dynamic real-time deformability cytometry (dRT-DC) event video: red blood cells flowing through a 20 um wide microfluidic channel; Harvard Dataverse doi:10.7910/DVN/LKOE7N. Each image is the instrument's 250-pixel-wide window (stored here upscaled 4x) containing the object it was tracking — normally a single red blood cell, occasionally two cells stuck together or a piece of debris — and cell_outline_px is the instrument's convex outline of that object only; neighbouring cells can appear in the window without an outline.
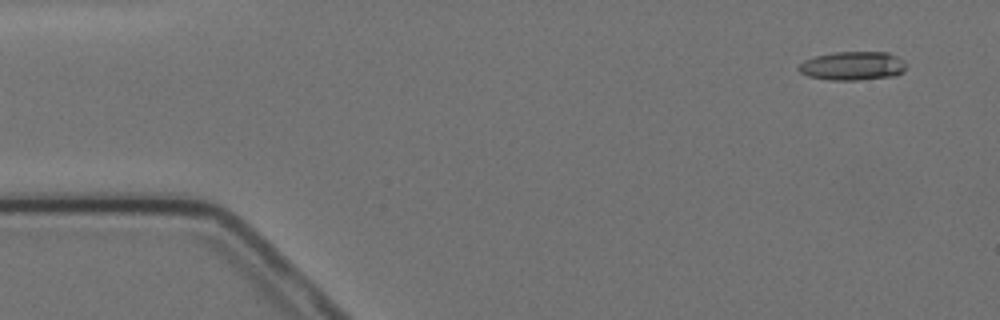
{"species": "Egyptian fruit bat (a non-hibernating species)", "species_latin": "Rousettus aegyptiacus", "temperature_condition": "cold", "stored_images_in_passage": 2, "camera_frame_rate_fps": 3000, "um_per_image_px": 0.085, "animal": {"sex": "female"}, "frame": {"image": 1, "passage_image": 2, "time_ms": 1.333, "image_size_px": [1000, 320], "cell_outline_px": [[908, 64], [904, 72], [896, 76], [856, 80], [832, 80], [808, 76], [800, 72], [796, 68], [804, 60], [816, 56], [832, 52], [888, 52], [904, 60]], "centroid_in_image_um": [72.51, 5.6], "position_along_channel_um": 12.5, "area_um2": 18.21}}